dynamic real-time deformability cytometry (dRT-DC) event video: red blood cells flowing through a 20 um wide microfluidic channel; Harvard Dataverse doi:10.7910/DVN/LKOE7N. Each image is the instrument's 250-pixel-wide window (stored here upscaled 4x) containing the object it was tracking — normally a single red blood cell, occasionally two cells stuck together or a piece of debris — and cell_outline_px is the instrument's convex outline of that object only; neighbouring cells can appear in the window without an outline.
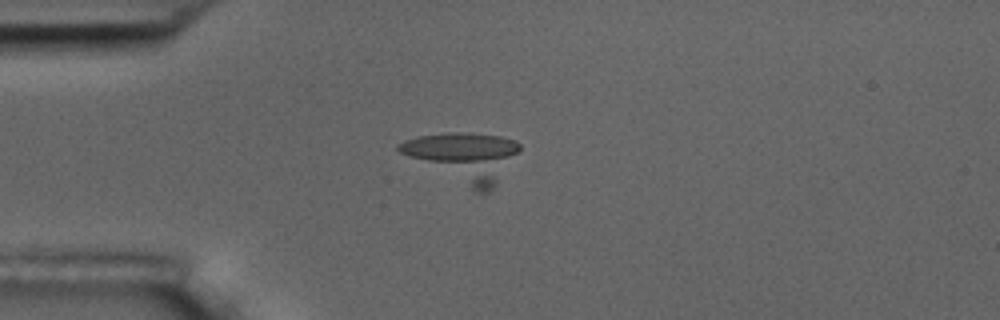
{"species": "common noctule bat (a hibernating species)", "species_latin": "Nyctalus noctula", "temperature_condition": "room temperature", "stored_images_in_passage": 7, "camera_frame_rate_fps": 3000, "um_per_image_px": 0.085, "animal": {"sex": "male", "body_mass_g": 17.5, "forearm_length_mm": 52.3}, "frame": {"image": 1, "passage_image": 6, "time_ms": 5.667, "image_size_px": [1000, 320], "cell_outline_px": [[520, 148], [496, 184], [488, 192], [476, 192], [400, 152], [396, 148], [396, 144], [404, 140], [416, 136], [452, 132], [460, 132], [500, 136], [512, 140], [520, 144]], "centroid_in_image_um": [39.4, 13.32], "position_along_channel_um": 45.6, "area_um2": 33.52}}